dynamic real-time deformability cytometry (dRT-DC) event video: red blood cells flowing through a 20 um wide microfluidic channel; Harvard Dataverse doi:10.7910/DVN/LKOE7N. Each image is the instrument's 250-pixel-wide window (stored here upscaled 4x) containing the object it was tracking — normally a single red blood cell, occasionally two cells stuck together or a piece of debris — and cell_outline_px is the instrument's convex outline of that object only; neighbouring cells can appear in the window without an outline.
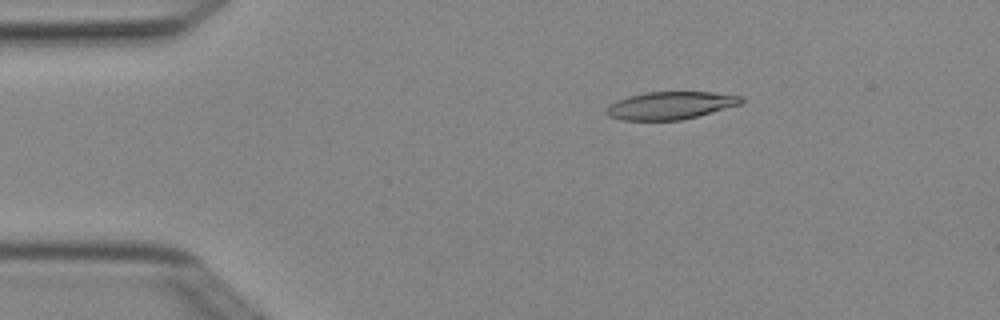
{"species": "Egyptian fruit bat (a non-hibernating species)", "species_latin": "Rousettus aegyptiacus", "temperature_condition": "cold", "stored_images_in_passage": 4, "camera_frame_rate_fps": 3000, "um_per_image_px": 0.085, "animal": {"sex": "female"}, "frame": {"image": 1, "passage_image": 3, "time_ms": 0.667, "image_size_px": [1000, 320], "cell_outline_px": [[744, 100], [740, 104], [696, 116], [680, 120], [624, 120], [608, 116], [604, 112], [608, 104], [616, 100], [628, 96], [644, 92], [712, 92], [744, 96]], "centroid_in_image_um": [56.94, 8.95], "position_along_channel_um": 28.1, "area_um2": 21.73}}